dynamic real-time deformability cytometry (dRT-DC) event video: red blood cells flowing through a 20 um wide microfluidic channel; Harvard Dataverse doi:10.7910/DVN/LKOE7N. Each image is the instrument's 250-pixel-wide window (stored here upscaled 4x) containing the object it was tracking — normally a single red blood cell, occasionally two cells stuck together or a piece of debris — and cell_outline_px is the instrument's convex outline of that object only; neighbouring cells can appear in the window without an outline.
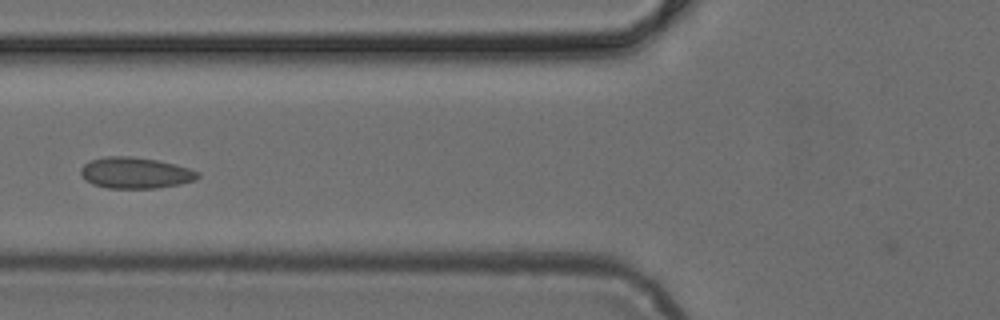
{"species": "common noctule bat (a hibernating species)", "species_latin": "Nyctalus noctula", "temperature_condition": "cold", "stored_images_in_passage": 5, "camera_frame_rate_fps": 3000, "um_per_image_px": 0.085, "animal": {"sex": "female", "body_mass_g": 24.6, "forearm_length_mm": 56.2}, "frame": {"image": 1, "passage_image": 5, "time_ms": 1.333, "image_size_px": [1000, 320], "cell_outline_px": [[200, 176], [196, 180], [180, 184], [156, 188], [108, 188], [92, 184], [80, 172], [80, 168], [84, 164], [92, 160], [104, 156], [132, 156], [156, 160], [176, 164], [200, 172]], "centroid_in_image_um": [11.54, 14.69], "position_along_channel_um": 114.3, "area_um2": 21.21}}